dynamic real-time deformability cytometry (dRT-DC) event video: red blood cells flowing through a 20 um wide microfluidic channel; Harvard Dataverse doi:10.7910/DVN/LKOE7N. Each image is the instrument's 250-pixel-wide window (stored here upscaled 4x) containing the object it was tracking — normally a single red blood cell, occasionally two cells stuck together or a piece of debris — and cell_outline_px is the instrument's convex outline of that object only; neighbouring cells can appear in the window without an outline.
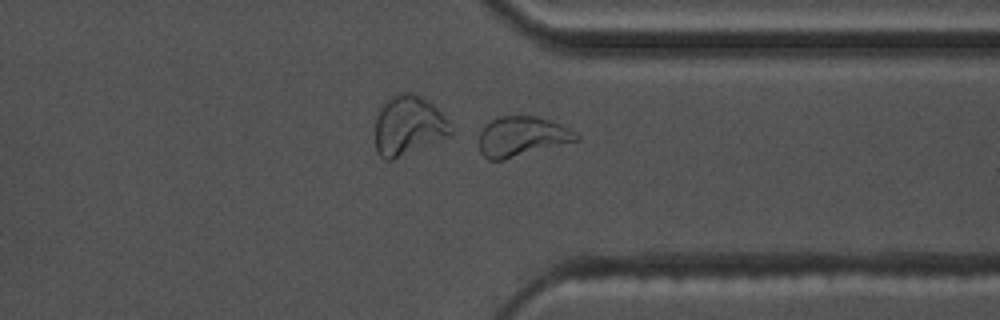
{"species": "common noctule bat (a hibernating species)", "species_latin": "Nyctalus noctula", "temperature_condition": "warm", "stored_images_in_passage": 39, "camera_frame_rate_fps": 3000, "um_per_image_px": 0.085, "animal": {"sex": "male", "body_mass_g": 17.5, "forearm_length_mm": 52.3}, "frame": {"image": 1, "passage_image": 34, "time_ms": 11.0, "image_size_px": [1000, 320], "cell_outline_px": [[580, 140], [504, 160], [488, 160], [480, 152], [480, 132], [484, 124], [500, 116], [536, 116], [552, 120], [576, 132], [580, 136]], "centroid_in_image_um": [44.37, 11.6], "position_along_channel_um": 367.0, "area_um2": 22.77}, "authors_computed_cell_mechanics": {"area_um2": 20.8658, "velocity_mm_per_s": 3.7379, "shape_relaxation_time_tau1_ms": 6.5442, "shape_relaxation_time_tau2_ms": 1.8108, "deformation_change_tau1": 0.2169, "deformation_change_tau2": 0.0857}}